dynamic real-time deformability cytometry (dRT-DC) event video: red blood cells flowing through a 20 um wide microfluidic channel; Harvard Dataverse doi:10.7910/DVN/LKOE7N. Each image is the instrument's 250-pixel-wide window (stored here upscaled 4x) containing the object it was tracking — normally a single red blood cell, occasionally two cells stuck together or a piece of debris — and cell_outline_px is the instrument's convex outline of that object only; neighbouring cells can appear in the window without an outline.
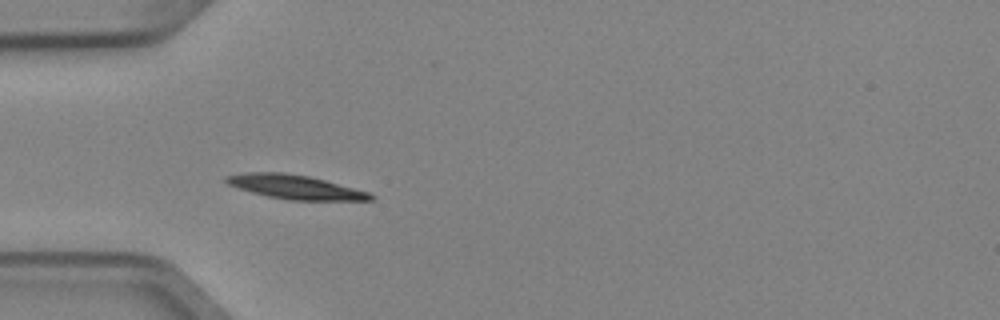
{"species": "Egyptian fruit bat (a non-hibernating species)", "species_latin": "Rousettus aegyptiacus", "temperature_condition": "cold", "stored_images_in_passage": 5, "camera_frame_rate_fps": 3000, "um_per_image_px": 0.085, "animal": {"sex": "female"}, "frame": {"image": 1, "passage_image": 4, "time_ms": 1.0, "image_size_px": [1000, 320], "cell_outline_px": [[376, 196], [372, 200], [288, 200], [268, 196], [252, 192], [228, 184], [224, 180], [224, 176], [248, 172], [284, 172], [308, 176], [324, 180], [368, 192]], "centroid_in_image_um": [25.07, 15.89], "position_along_channel_um": 59.9, "area_um2": 20.0}}
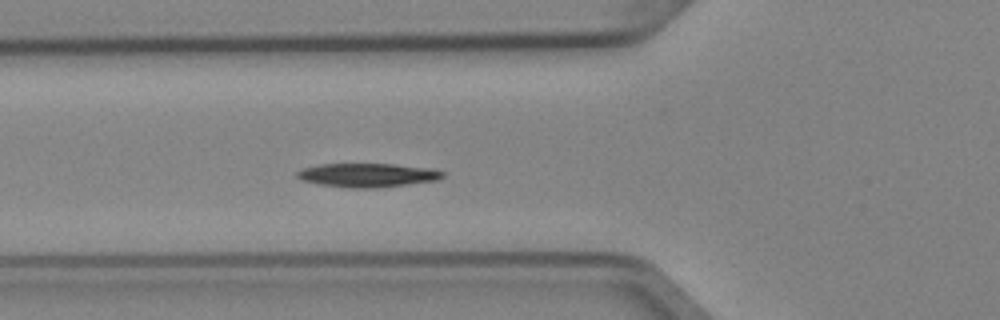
{"frame": {"image": 2, "passage_image": 5, "time_ms": 1.333, "image_size_px": [1000, 320], "cell_outline_px": [[444, 176], [436, 180], [380, 188], [348, 188], [320, 184], [300, 180], [296, 176], [296, 172], [304, 168], [320, 164], [396, 164], [428, 168], [444, 172]], "centroid_in_image_um": [31.21, 14.89], "position_along_channel_um": 94.6, "area_um2": 20.17}}